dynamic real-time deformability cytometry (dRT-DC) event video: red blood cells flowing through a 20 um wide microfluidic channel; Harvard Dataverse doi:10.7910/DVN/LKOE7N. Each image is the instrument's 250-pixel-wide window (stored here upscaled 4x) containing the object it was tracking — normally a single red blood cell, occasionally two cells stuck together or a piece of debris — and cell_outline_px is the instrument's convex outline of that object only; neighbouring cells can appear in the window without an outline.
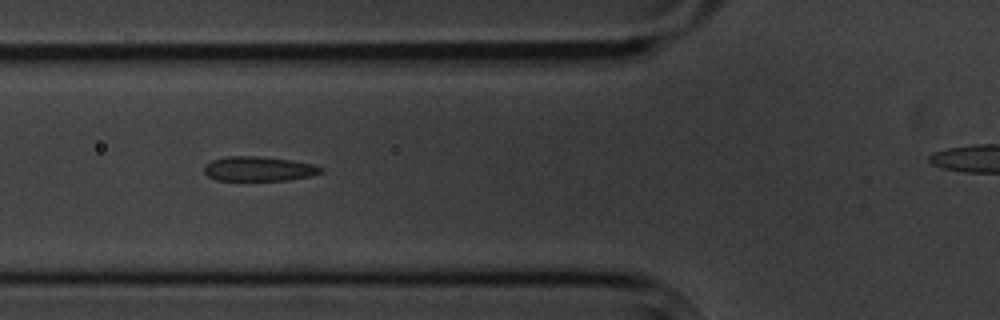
{"species": "common noctule bat (a hibernating species)", "species_latin": "Nyctalus noctula", "temperature_condition": "cold", "stored_images_in_passage": 7, "segment_of_instrument_passage": [1, 2], "camera_frame_rate_fps": 3000, "um_per_image_px": 0.085, "animal": {"sex": "male", "body_mass_g": 20.1, "forearm_length_mm": 53.5}, "frame": {"image": 1, "passage_image": 5, "time_ms": 4.667, "image_size_px": [1000, 320], "cell_outline_px": [[324, 172], [308, 176], [288, 180], [216, 180], [208, 176], [204, 172], [204, 164], [212, 160], [228, 156], [260, 156], [292, 160], [316, 164], [324, 168]], "centroid_in_image_um": [22.01, 14.34], "position_along_channel_um": 103.8, "area_um2": 16.88}}
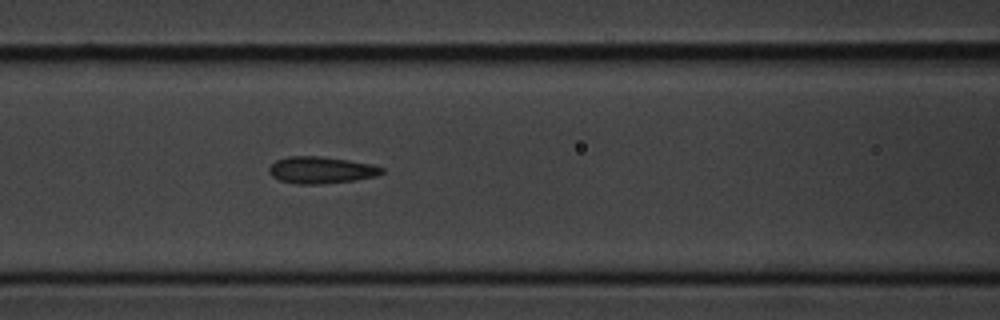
{"frame": {"image": 2, "passage_image": 6, "time_ms": 5.667, "image_size_px": [1000, 320], "cell_outline_px": [[384, 172], [376, 176], [352, 180], [316, 184], [300, 184], [280, 180], [272, 176], [268, 172], [268, 168], [276, 160], [288, 156], [320, 156], [348, 160], [372, 164], [384, 168]], "centroid_in_image_um": [27.28, 14.44], "position_along_channel_um": 139.3, "area_um2": 17.46}}